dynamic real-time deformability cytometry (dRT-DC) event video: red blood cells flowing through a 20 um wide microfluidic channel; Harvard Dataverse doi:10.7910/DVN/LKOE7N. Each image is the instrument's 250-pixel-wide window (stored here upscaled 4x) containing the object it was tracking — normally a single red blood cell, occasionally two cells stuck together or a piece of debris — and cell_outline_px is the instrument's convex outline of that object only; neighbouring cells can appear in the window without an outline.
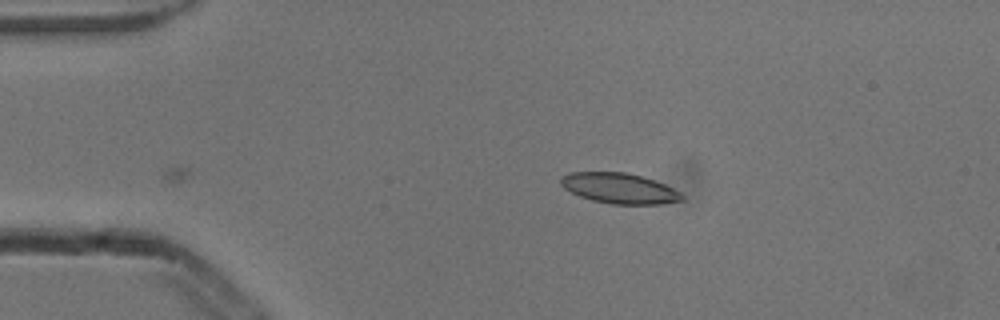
{"species": "common noctule bat (a hibernating species)", "species_latin": "Nyctalus noctula", "temperature_condition": "cold", "stored_images_in_passage": 7, "camera_frame_rate_fps": 3000, "um_per_image_px": 0.085, "animal": {"sex": "male", "body_mass_g": 13.3}, "frame": {"image": 1, "passage_image": 7, "time_ms": 2.0, "image_size_px": [1000, 320], "cell_outline_px": [[684, 200], [660, 204], [612, 204], [592, 200], [580, 196], [564, 188], [560, 184], [560, 180], [564, 176], [572, 172], [628, 172], [664, 184], [680, 192], [684, 196]], "centroid_in_image_um": [52.66, 16.01], "position_along_channel_um": 32.3, "area_um2": 21.27}}